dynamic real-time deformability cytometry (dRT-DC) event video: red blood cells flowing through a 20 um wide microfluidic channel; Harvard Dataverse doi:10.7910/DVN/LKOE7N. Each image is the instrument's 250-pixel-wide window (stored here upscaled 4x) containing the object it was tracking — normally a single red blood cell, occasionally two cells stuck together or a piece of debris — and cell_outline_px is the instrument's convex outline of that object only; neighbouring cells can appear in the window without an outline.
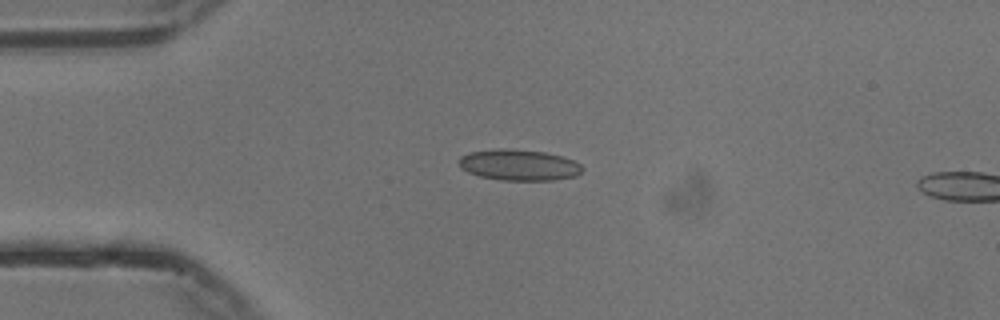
{"species": "common noctule bat (a hibernating species)", "species_latin": "Nyctalus noctula", "temperature_condition": "cold", "stored_images_in_passage": 3, "camera_frame_rate_fps": 3000, "um_per_image_px": 0.085, "animal": {"sex": "male", "body_mass_g": 13.3}, "frame": {"image": 1, "passage_image": 1, "time_ms": 0.0, "image_size_px": [1000, 320], "cell_outline_px": [[584, 168], [576, 176], [556, 180], [500, 180], [480, 176], [468, 172], [460, 168], [460, 156], [468, 152], [500, 148], [504, 148], [544, 152], [560, 156], [572, 160], [580, 164]], "centroid_in_image_um": [44.1, 14.02], "position_along_channel_um": 40.9, "area_um2": 22.25}}